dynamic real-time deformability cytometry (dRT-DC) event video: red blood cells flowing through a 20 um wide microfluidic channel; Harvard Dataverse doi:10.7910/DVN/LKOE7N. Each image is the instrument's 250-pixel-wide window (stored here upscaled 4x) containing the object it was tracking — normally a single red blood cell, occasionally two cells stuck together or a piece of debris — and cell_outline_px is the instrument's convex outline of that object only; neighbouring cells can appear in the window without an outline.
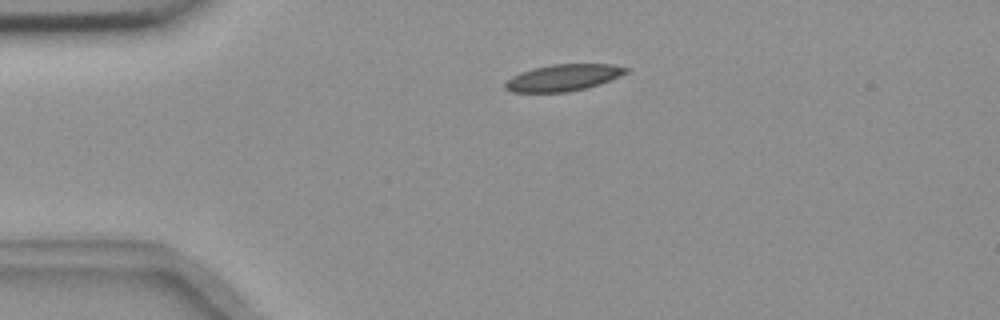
{"species": "common noctule bat (a hibernating species)", "species_latin": "Nyctalus noctula", "temperature_condition": "room temperature", "stored_images_in_passage": 44, "camera_frame_rate_fps": 3000, "um_per_image_px": 0.085, "animal": {"sex": "female", "body_mass_g": 18.4}, "frame": {"image": 1, "passage_image": 1, "time_ms": 0.0, "image_size_px": [1000, 320], "cell_outline_px": [[632, 68], [628, 72], [620, 76], [584, 88], [568, 92], [512, 92], [504, 88], [504, 84], [512, 76], [532, 68], [552, 64], [612, 64]], "centroid_in_image_um": [47.88, 6.59], "position_along_channel_um": 37.1, "area_um2": 18.61}}
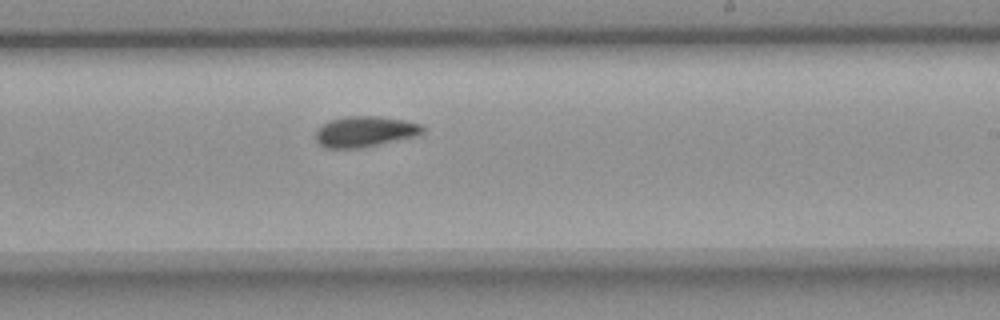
{"frame": {"image": 2, "passage_image": 22, "time_ms": 7.0, "image_size_px": [1000, 320], "cell_outline_px": [[424, 132], [416, 136], [360, 148], [324, 148], [316, 140], [316, 128], [320, 124], [332, 120], [348, 116], [380, 116], [404, 120], [420, 124], [424, 128]], "centroid_in_image_um": [30.99, 11.18], "position_along_channel_um": 258.0, "area_um2": 19.13}}
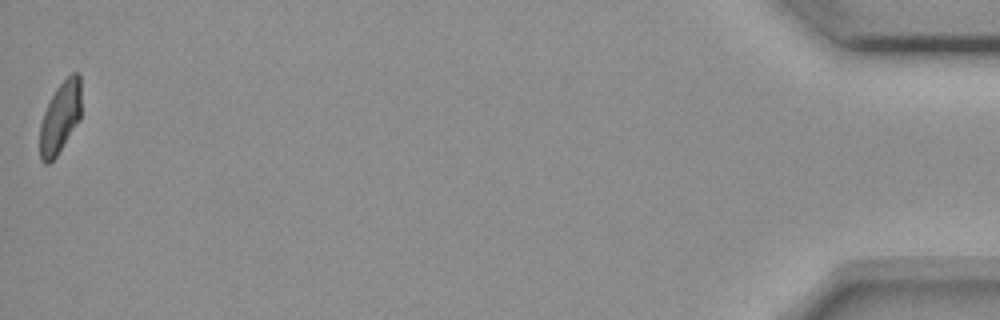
{"frame": {"image": 3, "passage_image": 44, "time_ms": 14.333, "image_size_px": [1000, 320], "cell_outline_px": [[80, 120], [56, 156], [48, 164], [44, 164], [40, 160], [40, 124], [44, 112], [56, 88], [72, 72], [80, 72]], "centroid_in_image_um": [5.12, 9.99], "position_along_channel_um": 430.1, "area_um2": 17.11}, "authors_computed_cell_mechanics": {"area_um2": 18.785, "velocity_mm_per_s": 3.6537, "shape_relaxation_time_tau1_ms": 7.8729, "shape_relaxation_time_tau2_ms": 5.0033, "deformation_change_tau1": 0.1708, "deformation_change_tau2": 0.0868}}